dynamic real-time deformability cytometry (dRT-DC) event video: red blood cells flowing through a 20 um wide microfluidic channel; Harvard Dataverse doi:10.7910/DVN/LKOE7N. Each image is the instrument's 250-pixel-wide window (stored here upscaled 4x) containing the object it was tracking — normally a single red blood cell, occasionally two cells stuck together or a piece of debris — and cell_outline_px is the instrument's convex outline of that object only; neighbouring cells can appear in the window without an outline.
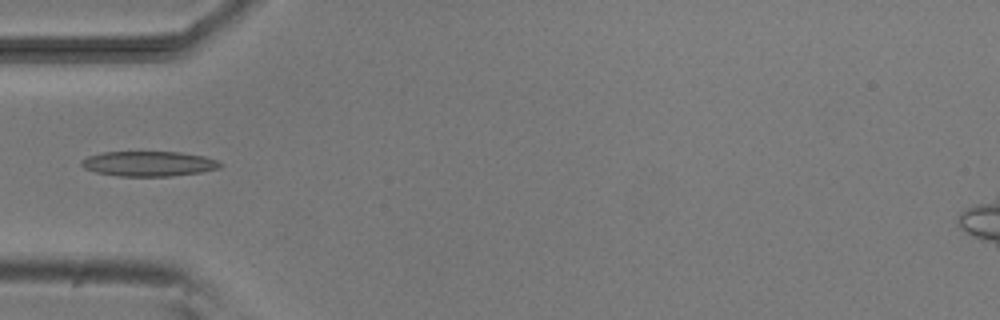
{"species": "common noctule bat (a hibernating species)", "species_latin": "Nyctalus noctula", "temperature_condition": "room temperature", "stored_images_in_passage": 6, "camera_frame_rate_fps": 3000, "um_per_image_px": 0.085, "animal": {"sex": "male", "body_mass_g": 20.5, "forearm_length_mm": 52.5}, "frame": {"image": 1, "passage_image": 5, "time_ms": 4.667, "image_size_px": [1000, 320], "cell_outline_px": [[224, 164], [220, 168], [200, 172], [172, 176], [120, 176], [96, 172], [84, 168], [80, 164], [80, 160], [88, 156], [104, 152], [180, 152], [204, 156], [216, 160]], "centroid_in_image_um": [12.64, 13.91], "position_along_channel_um": 72.4, "area_um2": 20.23}}
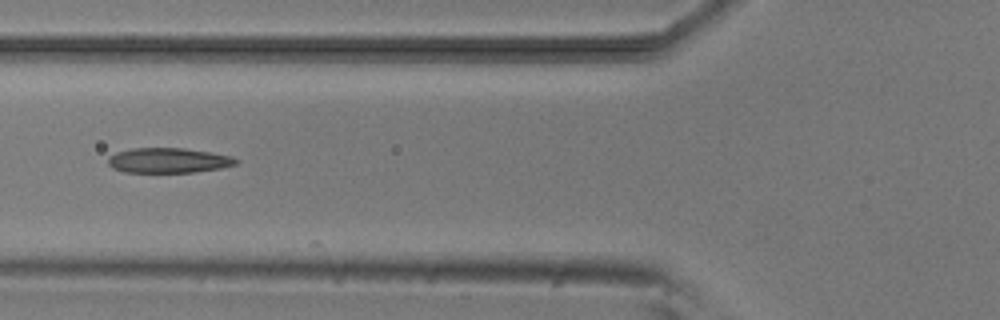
{"frame": {"image": 2, "passage_image": 6, "time_ms": 5.667, "image_size_px": [1000, 320], "cell_outline_px": [[240, 160], [236, 164], [220, 168], [192, 172], [124, 172], [112, 168], [108, 164], [108, 156], [116, 152], [132, 148], [184, 148], [232, 156]], "centroid_in_image_um": [14.28, 13.63], "position_along_channel_um": 111.5, "area_um2": 18.61}}